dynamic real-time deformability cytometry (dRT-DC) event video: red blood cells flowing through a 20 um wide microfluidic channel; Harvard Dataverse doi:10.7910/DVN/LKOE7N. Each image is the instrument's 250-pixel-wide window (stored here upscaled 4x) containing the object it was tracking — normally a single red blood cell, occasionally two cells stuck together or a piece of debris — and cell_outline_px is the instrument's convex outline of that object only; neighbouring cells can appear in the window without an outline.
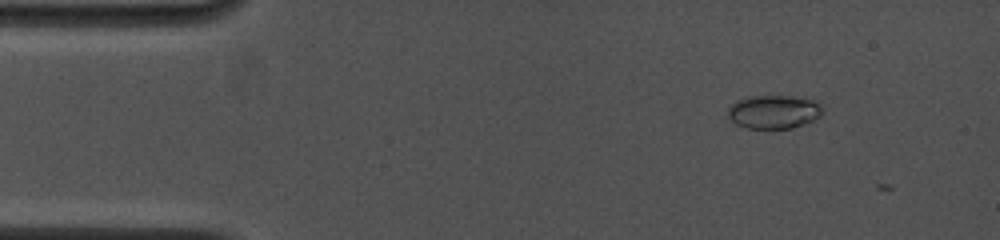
{"species": "common noctule bat (a hibernating species)", "species_latin": "Nyctalus noctula", "temperature_condition": "cold", "stored_images_in_passage": 4, "camera_frame_rate_fps": 4500, "um_per_image_px": 0.085, "animal": {"sex": "female", "body_mass_g": 19.0, "forearm_length_mm": 53.3}, "frame": {"image": 1, "passage_image": 2, "time_ms": 0.444, "image_size_px": [1000, 240], "cell_outline_px": [[820, 116], [804, 124], [792, 128], [744, 128], [736, 124], [728, 116], [728, 108], [736, 100], [748, 96], [804, 96], [820, 104]], "centroid_in_image_um": [65.74, 9.49], "position_along_channel_um": 19.3, "area_um2": 18.5}}